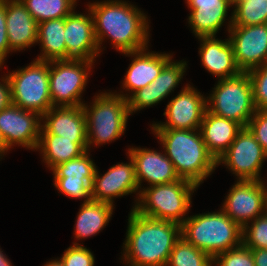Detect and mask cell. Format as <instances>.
<instances>
[{"label":"cell","instance_id":"3957f363","mask_svg":"<svg viewBox=\"0 0 267 266\" xmlns=\"http://www.w3.org/2000/svg\"><path fill=\"white\" fill-rule=\"evenodd\" d=\"M180 179L198 187L216 169L217 160L208 151L199 129H151Z\"/></svg>","mask_w":267,"mask_h":266},{"label":"cell","instance_id":"5bb4252c","mask_svg":"<svg viewBox=\"0 0 267 266\" xmlns=\"http://www.w3.org/2000/svg\"><path fill=\"white\" fill-rule=\"evenodd\" d=\"M89 150L81 156L55 166L51 171L54 176V186L65 196L72 199H91V183L96 164L90 158Z\"/></svg>","mask_w":267,"mask_h":266},{"label":"cell","instance_id":"9a60e30c","mask_svg":"<svg viewBox=\"0 0 267 266\" xmlns=\"http://www.w3.org/2000/svg\"><path fill=\"white\" fill-rule=\"evenodd\" d=\"M228 33L234 59L241 72H248L267 63V23L231 26Z\"/></svg>","mask_w":267,"mask_h":266},{"label":"cell","instance_id":"d6a6232c","mask_svg":"<svg viewBox=\"0 0 267 266\" xmlns=\"http://www.w3.org/2000/svg\"><path fill=\"white\" fill-rule=\"evenodd\" d=\"M247 73L251 80L256 110H267V63Z\"/></svg>","mask_w":267,"mask_h":266},{"label":"cell","instance_id":"83f0119b","mask_svg":"<svg viewBox=\"0 0 267 266\" xmlns=\"http://www.w3.org/2000/svg\"><path fill=\"white\" fill-rule=\"evenodd\" d=\"M65 18L46 20L38 24L37 43L41 44V61L66 60Z\"/></svg>","mask_w":267,"mask_h":266},{"label":"cell","instance_id":"8fae6325","mask_svg":"<svg viewBox=\"0 0 267 266\" xmlns=\"http://www.w3.org/2000/svg\"><path fill=\"white\" fill-rule=\"evenodd\" d=\"M241 228L267 212V185L264 180H236L221 208Z\"/></svg>","mask_w":267,"mask_h":266},{"label":"cell","instance_id":"4dcf8cb0","mask_svg":"<svg viewBox=\"0 0 267 266\" xmlns=\"http://www.w3.org/2000/svg\"><path fill=\"white\" fill-rule=\"evenodd\" d=\"M232 26H252L267 23V0H245L232 5Z\"/></svg>","mask_w":267,"mask_h":266},{"label":"cell","instance_id":"b9f144b4","mask_svg":"<svg viewBox=\"0 0 267 266\" xmlns=\"http://www.w3.org/2000/svg\"><path fill=\"white\" fill-rule=\"evenodd\" d=\"M43 266H63V263L60 261V259H53L51 261H47L46 264Z\"/></svg>","mask_w":267,"mask_h":266},{"label":"cell","instance_id":"d4e9b609","mask_svg":"<svg viewBox=\"0 0 267 266\" xmlns=\"http://www.w3.org/2000/svg\"><path fill=\"white\" fill-rule=\"evenodd\" d=\"M243 126L236 121L205 111L200 132L208 151L216 160L229 148Z\"/></svg>","mask_w":267,"mask_h":266},{"label":"cell","instance_id":"ab89813d","mask_svg":"<svg viewBox=\"0 0 267 266\" xmlns=\"http://www.w3.org/2000/svg\"><path fill=\"white\" fill-rule=\"evenodd\" d=\"M2 251V248H0V266H12L13 264L11 263L10 259L6 257Z\"/></svg>","mask_w":267,"mask_h":266},{"label":"cell","instance_id":"ac0fdd59","mask_svg":"<svg viewBox=\"0 0 267 266\" xmlns=\"http://www.w3.org/2000/svg\"><path fill=\"white\" fill-rule=\"evenodd\" d=\"M88 14L77 13L75 9L65 17L66 60L83 59L96 61L100 51L95 37L93 17Z\"/></svg>","mask_w":267,"mask_h":266},{"label":"cell","instance_id":"484cf974","mask_svg":"<svg viewBox=\"0 0 267 266\" xmlns=\"http://www.w3.org/2000/svg\"><path fill=\"white\" fill-rule=\"evenodd\" d=\"M52 170L58 164L77 158L88 150L87 139H66L54 134H40L36 151Z\"/></svg>","mask_w":267,"mask_h":266},{"label":"cell","instance_id":"f546056e","mask_svg":"<svg viewBox=\"0 0 267 266\" xmlns=\"http://www.w3.org/2000/svg\"><path fill=\"white\" fill-rule=\"evenodd\" d=\"M166 266H214V264L213 257L181 237L175 243Z\"/></svg>","mask_w":267,"mask_h":266},{"label":"cell","instance_id":"7bdbcfd3","mask_svg":"<svg viewBox=\"0 0 267 266\" xmlns=\"http://www.w3.org/2000/svg\"><path fill=\"white\" fill-rule=\"evenodd\" d=\"M230 1H231L232 5H233V4L236 3V2H243V1H245V0H230Z\"/></svg>","mask_w":267,"mask_h":266},{"label":"cell","instance_id":"f1b7e54d","mask_svg":"<svg viewBox=\"0 0 267 266\" xmlns=\"http://www.w3.org/2000/svg\"><path fill=\"white\" fill-rule=\"evenodd\" d=\"M78 0H21L31 16L41 23L46 20L67 17Z\"/></svg>","mask_w":267,"mask_h":266},{"label":"cell","instance_id":"8992f818","mask_svg":"<svg viewBox=\"0 0 267 266\" xmlns=\"http://www.w3.org/2000/svg\"><path fill=\"white\" fill-rule=\"evenodd\" d=\"M86 116L87 146L111 143L120 138L130 116L128 100L114 92H101L94 96L88 106L82 105ZM92 145V146H91Z\"/></svg>","mask_w":267,"mask_h":266},{"label":"cell","instance_id":"e575fe53","mask_svg":"<svg viewBox=\"0 0 267 266\" xmlns=\"http://www.w3.org/2000/svg\"><path fill=\"white\" fill-rule=\"evenodd\" d=\"M59 259L63 266H94L95 264L93 253L77 241L69 246Z\"/></svg>","mask_w":267,"mask_h":266},{"label":"cell","instance_id":"52a82bcc","mask_svg":"<svg viewBox=\"0 0 267 266\" xmlns=\"http://www.w3.org/2000/svg\"><path fill=\"white\" fill-rule=\"evenodd\" d=\"M12 104L38 113L41 117L53 107L49 87V62L31 64L6 74Z\"/></svg>","mask_w":267,"mask_h":266},{"label":"cell","instance_id":"30bf717a","mask_svg":"<svg viewBox=\"0 0 267 266\" xmlns=\"http://www.w3.org/2000/svg\"><path fill=\"white\" fill-rule=\"evenodd\" d=\"M267 153L247 127L238 133L229 148L218 158L238 179L260 181L261 170Z\"/></svg>","mask_w":267,"mask_h":266},{"label":"cell","instance_id":"4316f807","mask_svg":"<svg viewBox=\"0 0 267 266\" xmlns=\"http://www.w3.org/2000/svg\"><path fill=\"white\" fill-rule=\"evenodd\" d=\"M77 214L74 239L82 240L98 234L109 223L115 206L90 200L80 205Z\"/></svg>","mask_w":267,"mask_h":266},{"label":"cell","instance_id":"e0dca14e","mask_svg":"<svg viewBox=\"0 0 267 266\" xmlns=\"http://www.w3.org/2000/svg\"><path fill=\"white\" fill-rule=\"evenodd\" d=\"M171 58L160 74L148 85L134 92L127 100L130 115L160 103L179 85L186 72L187 62Z\"/></svg>","mask_w":267,"mask_h":266},{"label":"cell","instance_id":"ffe728a7","mask_svg":"<svg viewBox=\"0 0 267 266\" xmlns=\"http://www.w3.org/2000/svg\"><path fill=\"white\" fill-rule=\"evenodd\" d=\"M127 154L131 156L135 166V176L142 191V182H148L149 186L167 184L180 180L174 165L165 152H157L148 148L131 147Z\"/></svg>","mask_w":267,"mask_h":266},{"label":"cell","instance_id":"7a4b0ae2","mask_svg":"<svg viewBox=\"0 0 267 266\" xmlns=\"http://www.w3.org/2000/svg\"><path fill=\"white\" fill-rule=\"evenodd\" d=\"M122 259L129 266H166L181 225L144 217L131 209Z\"/></svg>","mask_w":267,"mask_h":266},{"label":"cell","instance_id":"8d00e7d4","mask_svg":"<svg viewBox=\"0 0 267 266\" xmlns=\"http://www.w3.org/2000/svg\"><path fill=\"white\" fill-rule=\"evenodd\" d=\"M12 52L6 31V3L0 0V66L3 67L7 55Z\"/></svg>","mask_w":267,"mask_h":266},{"label":"cell","instance_id":"5b68a950","mask_svg":"<svg viewBox=\"0 0 267 266\" xmlns=\"http://www.w3.org/2000/svg\"><path fill=\"white\" fill-rule=\"evenodd\" d=\"M196 189L198 190L196 184L185 179L147 188L143 186L132 209L144 217L181 225L192 207V195Z\"/></svg>","mask_w":267,"mask_h":266},{"label":"cell","instance_id":"9c48e42d","mask_svg":"<svg viewBox=\"0 0 267 266\" xmlns=\"http://www.w3.org/2000/svg\"><path fill=\"white\" fill-rule=\"evenodd\" d=\"M94 61L68 59L49 61V87L53 107L82 106Z\"/></svg>","mask_w":267,"mask_h":266},{"label":"cell","instance_id":"44dd1931","mask_svg":"<svg viewBox=\"0 0 267 266\" xmlns=\"http://www.w3.org/2000/svg\"><path fill=\"white\" fill-rule=\"evenodd\" d=\"M190 9L188 24L195 37L216 36L217 32L228 20L227 31L232 26L233 15L229 19L227 13L232 7L230 0H185Z\"/></svg>","mask_w":267,"mask_h":266},{"label":"cell","instance_id":"cb8c5ba5","mask_svg":"<svg viewBox=\"0 0 267 266\" xmlns=\"http://www.w3.org/2000/svg\"><path fill=\"white\" fill-rule=\"evenodd\" d=\"M40 134L66 139H87L86 116L82 106L52 107L42 116Z\"/></svg>","mask_w":267,"mask_h":266},{"label":"cell","instance_id":"603a6c76","mask_svg":"<svg viewBox=\"0 0 267 266\" xmlns=\"http://www.w3.org/2000/svg\"><path fill=\"white\" fill-rule=\"evenodd\" d=\"M198 40L201 42L198 53L207 72L219 80L236 76L241 72L236 65L229 37L224 39L225 41L216 36L198 37Z\"/></svg>","mask_w":267,"mask_h":266},{"label":"cell","instance_id":"60d3db41","mask_svg":"<svg viewBox=\"0 0 267 266\" xmlns=\"http://www.w3.org/2000/svg\"><path fill=\"white\" fill-rule=\"evenodd\" d=\"M9 151V149L5 146L4 140L1 137L0 134V159L4 157V155Z\"/></svg>","mask_w":267,"mask_h":266},{"label":"cell","instance_id":"6da1fadb","mask_svg":"<svg viewBox=\"0 0 267 266\" xmlns=\"http://www.w3.org/2000/svg\"><path fill=\"white\" fill-rule=\"evenodd\" d=\"M124 0L89 2L98 48L103 51L102 42L111 40L113 48L120 53L142 50L149 43L148 17L141 8Z\"/></svg>","mask_w":267,"mask_h":266},{"label":"cell","instance_id":"7402d4cb","mask_svg":"<svg viewBox=\"0 0 267 266\" xmlns=\"http://www.w3.org/2000/svg\"><path fill=\"white\" fill-rule=\"evenodd\" d=\"M3 1L6 3V31L12 53L37 44L38 23L25 5L21 0Z\"/></svg>","mask_w":267,"mask_h":266},{"label":"cell","instance_id":"1f68e13d","mask_svg":"<svg viewBox=\"0 0 267 266\" xmlns=\"http://www.w3.org/2000/svg\"><path fill=\"white\" fill-rule=\"evenodd\" d=\"M250 223L242 228V244L250 249H267V212Z\"/></svg>","mask_w":267,"mask_h":266},{"label":"cell","instance_id":"ba28073f","mask_svg":"<svg viewBox=\"0 0 267 266\" xmlns=\"http://www.w3.org/2000/svg\"><path fill=\"white\" fill-rule=\"evenodd\" d=\"M207 111L236 121L246 127L256 108L251 80L247 72L218 80L211 94L206 97Z\"/></svg>","mask_w":267,"mask_h":266},{"label":"cell","instance_id":"277c9868","mask_svg":"<svg viewBox=\"0 0 267 266\" xmlns=\"http://www.w3.org/2000/svg\"><path fill=\"white\" fill-rule=\"evenodd\" d=\"M181 237L214 258L242 244V228L219 209L188 216L181 224Z\"/></svg>","mask_w":267,"mask_h":266},{"label":"cell","instance_id":"d6986e66","mask_svg":"<svg viewBox=\"0 0 267 266\" xmlns=\"http://www.w3.org/2000/svg\"><path fill=\"white\" fill-rule=\"evenodd\" d=\"M148 50V47H146L142 50L123 53L125 56L133 57L124 79L122 80L123 89L125 92H129H127L128 94H124L123 91H120V93L115 91V94L128 99L134 92L148 86L160 74L164 65L173 56V54L170 53L163 52L162 54V52L156 53V51L150 52V50Z\"/></svg>","mask_w":267,"mask_h":266},{"label":"cell","instance_id":"d590c367","mask_svg":"<svg viewBox=\"0 0 267 266\" xmlns=\"http://www.w3.org/2000/svg\"><path fill=\"white\" fill-rule=\"evenodd\" d=\"M246 127L267 153V110H256Z\"/></svg>","mask_w":267,"mask_h":266},{"label":"cell","instance_id":"2e32d148","mask_svg":"<svg viewBox=\"0 0 267 266\" xmlns=\"http://www.w3.org/2000/svg\"><path fill=\"white\" fill-rule=\"evenodd\" d=\"M130 162L117 163L108 169L102 176L96 169L91 183V199L104 202L114 206V198L123 197L128 194H136L138 201L140 189L135 176L134 161L128 155Z\"/></svg>","mask_w":267,"mask_h":266},{"label":"cell","instance_id":"74e56055","mask_svg":"<svg viewBox=\"0 0 267 266\" xmlns=\"http://www.w3.org/2000/svg\"><path fill=\"white\" fill-rule=\"evenodd\" d=\"M0 69L1 66H0ZM0 79V111L9 106L11 102L10 85L6 74Z\"/></svg>","mask_w":267,"mask_h":266},{"label":"cell","instance_id":"4fadbf2b","mask_svg":"<svg viewBox=\"0 0 267 266\" xmlns=\"http://www.w3.org/2000/svg\"><path fill=\"white\" fill-rule=\"evenodd\" d=\"M41 124L42 117L38 113L12 103L0 111V134L8 149L18 145L36 150Z\"/></svg>","mask_w":267,"mask_h":266},{"label":"cell","instance_id":"f35d334b","mask_svg":"<svg viewBox=\"0 0 267 266\" xmlns=\"http://www.w3.org/2000/svg\"><path fill=\"white\" fill-rule=\"evenodd\" d=\"M255 266H267V249H251Z\"/></svg>","mask_w":267,"mask_h":266},{"label":"cell","instance_id":"7c38bea8","mask_svg":"<svg viewBox=\"0 0 267 266\" xmlns=\"http://www.w3.org/2000/svg\"><path fill=\"white\" fill-rule=\"evenodd\" d=\"M207 110L206 97L190 84L173 97L166 105L165 122L152 123L151 129H199Z\"/></svg>","mask_w":267,"mask_h":266},{"label":"cell","instance_id":"836d02e7","mask_svg":"<svg viewBox=\"0 0 267 266\" xmlns=\"http://www.w3.org/2000/svg\"><path fill=\"white\" fill-rule=\"evenodd\" d=\"M215 266H255V261L250 248L243 244L226 252L217 254L213 258Z\"/></svg>","mask_w":267,"mask_h":266}]
</instances>
